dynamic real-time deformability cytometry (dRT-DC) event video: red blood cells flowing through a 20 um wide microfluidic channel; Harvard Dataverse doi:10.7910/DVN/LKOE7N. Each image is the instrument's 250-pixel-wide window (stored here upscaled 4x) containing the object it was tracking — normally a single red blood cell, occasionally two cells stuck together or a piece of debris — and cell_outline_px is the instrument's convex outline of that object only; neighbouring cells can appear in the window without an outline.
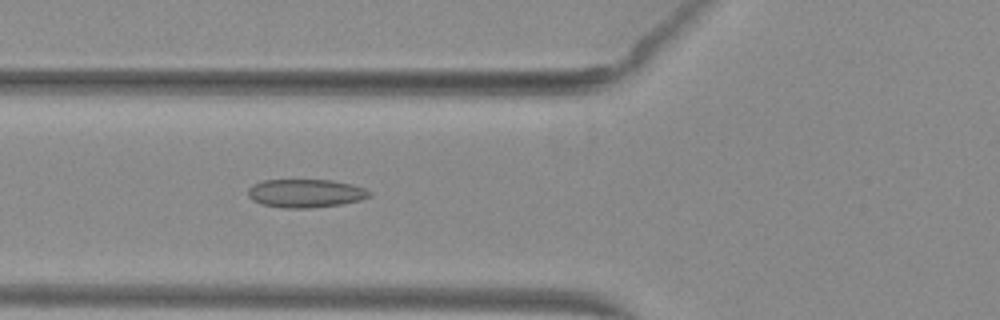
{"species": "common noctule bat (a hibernating species)", "species_latin": "Nyctalus noctula", "temperature_condition": "warm", "stored_images_in_passage": 53, "camera_frame_rate_fps": 3000, "um_per_image_px": 0.085, "animal": {"sex": "female", "body_mass_g": 29.2, "forearm_length_mm": 56.3}, "frame": {"image": 1, "passage_image": 21, "time_ms": 6.667, "image_size_px": [1000, 320], "cell_outline_px": [[372, 196], [360, 200], [340, 204], [308, 208], [284, 208], [260, 204], [252, 200], [248, 196], [248, 188], [252, 184], [264, 180], [332, 180], [352, 184], [364, 188], [372, 192]], "centroid_in_image_um": [25.96, 16.43], "position_along_channel_um": 99.8, "area_um2": 20.17}}
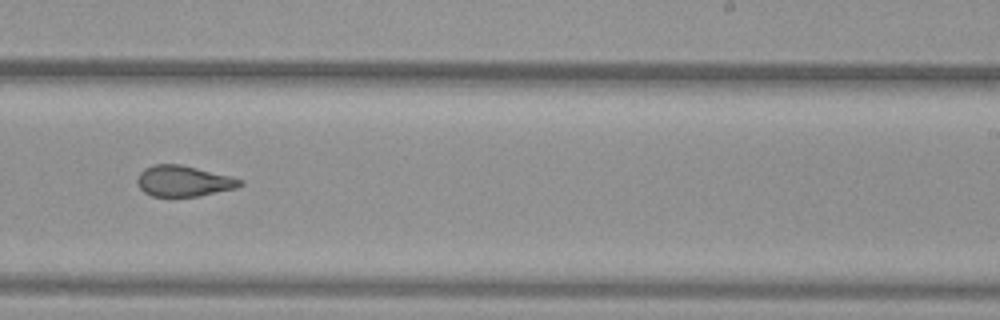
{"frame": {"image": 2, "passage_image": 34, "time_ms": 11.0, "image_size_px": [1000, 320], "cell_outline_px": [[244, 184], [236, 188], [200, 196], [152, 196], [144, 192], [140, 188], [136, 180], [140, 172], [144, 168], [156, 164], [180, 164], [244, 180]], "centroid_in_image_um": [15.59, 15.39], "position_along_channel_um": 273.4, "area_um2": 18.32}}
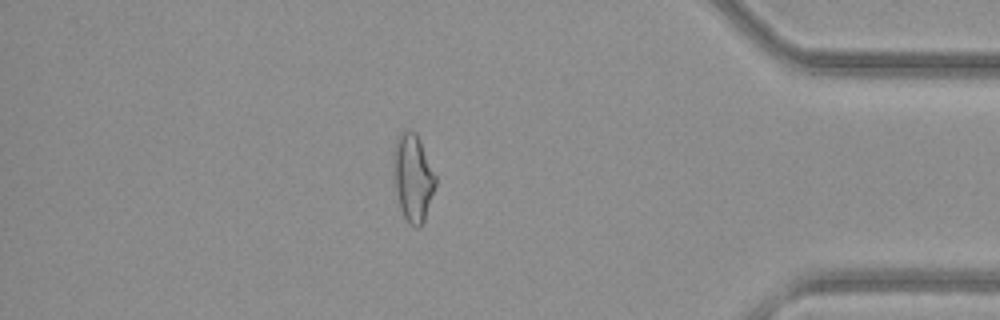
{"frame": {"image": 3, "passage_image": 46, "time_ms": 15.0, "image_size_px": [1000, 320], "cell_outline_px": [[436, 184], [424, 220], [420, 228], [416, 228], [408, 224], [400, 208], [396, 188], [392, 164], [392, 152], [396, 140], [400, 132], [416, 132], [420, 140], [436, 176]], "centroid_in_image_um": [35.09, 15.11], "position_along_channel_um": 400.1, "area_um2": 21.33}, "authors_computed_cell_mechanics": {"area_um2": 20.808, "velocity_mm_per_s": 4.0041, "shape_relaxation_time_tau1_ms": 11.2556, "shape_relaxation_time_tau2_ms": 0.9969, "deformation_change_tau1": 0.2345, "deformation_change_tau2": 0.0631}}